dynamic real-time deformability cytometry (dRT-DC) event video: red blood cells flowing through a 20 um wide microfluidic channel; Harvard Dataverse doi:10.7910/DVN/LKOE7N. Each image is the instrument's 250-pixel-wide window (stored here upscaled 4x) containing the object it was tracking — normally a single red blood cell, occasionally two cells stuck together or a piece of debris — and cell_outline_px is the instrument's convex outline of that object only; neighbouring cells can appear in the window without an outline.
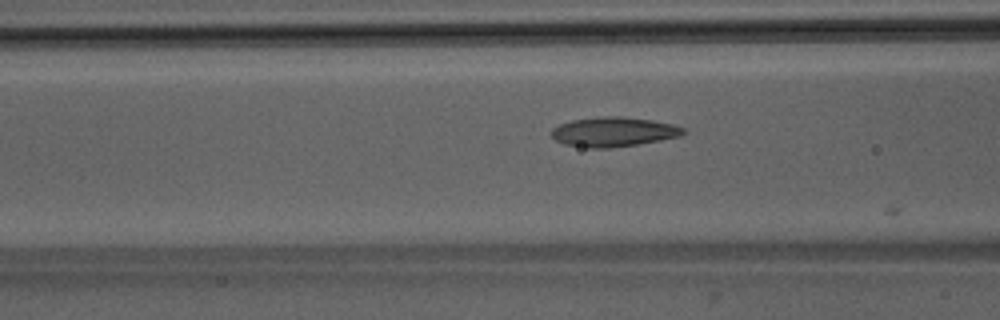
{"species": "Egyptian fruit bat (a non-hibernating species)", "species_latin": "Rousettus aegyptiacus", "temperature_condition": "room temperature", "stored_images_in_passage": 5, "camera_frame_rate_fps": 3000, "um_per_image_px": 0.085, "animal": {"sex": "male"}, "frame": {"image": 1, "passage_image": 4, "time_ms": 1.0, "image_size_px": [1000, 320], "cell_outline_px": [[688, 132], [680, 136], [660, 140], [636, 144], [608, 148], [588, 148], [564, 144], [556, 140], [552, 136], [552, 128], [560, 124], [572, 120], [604, 116], [620, 116], [652, 120], [672, 124], [684, 128]], "centroid_in_image_um": [52.16, 11.2], "position_along_channel_um": 114.4, "area_um2": 22.6}}